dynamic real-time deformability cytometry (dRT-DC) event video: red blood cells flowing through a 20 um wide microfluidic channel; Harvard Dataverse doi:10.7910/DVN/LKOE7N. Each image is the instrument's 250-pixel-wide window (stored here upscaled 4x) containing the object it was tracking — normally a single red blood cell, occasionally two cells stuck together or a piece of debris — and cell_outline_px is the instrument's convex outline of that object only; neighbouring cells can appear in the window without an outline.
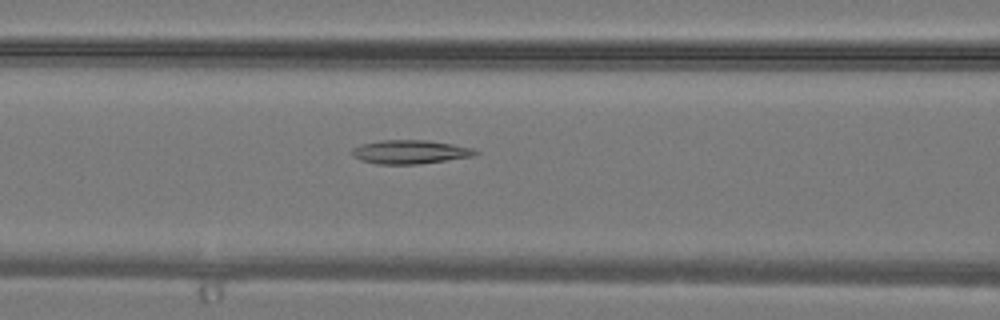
{"species": "common noctule bat (a hibernating species)", "species_latin": "Nyctalus noctula", "temperature_condition": "warm", "stored_images_in_passage": 24, "camera_frame_rate_fps": 3000, "um_per_image_px": 0.085, "animal": {"sex": "male", "body_mass_g": 19.2, "forearm_length_mm": 51.8}, "frame": {"image": 1, "passage_image": 4, "time_ms": 1.0, "image_size_px": [1000, 320], "cell_outline_px": [[480, 152], [472, 156], [420, 164], [376, 164], [360, 160], [352, 156], [352, 148], [364, 144], [380, 140], [428, 140], [452, 144], [472, 148]], "centroid_in_image_um": [34.84, 12.91], "position_along_channel_um": 131.8, "area_um2": 16.99}}
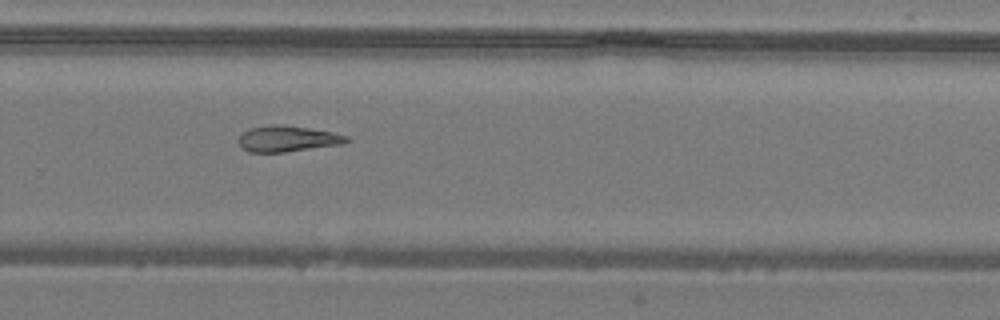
{"frame": {"image": 2, "passage_image": 13, "time_ms": 4.0, "image_size_px": [1000, 320], "cell_outline_px": [[352, 140], [344, 144], [284, 152], [248, 152], [240, 148], [240, 136], [248, 128], [272, 124], [308, 128], [332, 132], [348, 136]], "centroid_in_image_um": [24.46, 11.8], "position_along_channel_um": 305.3, "area_um2": 16.3}}
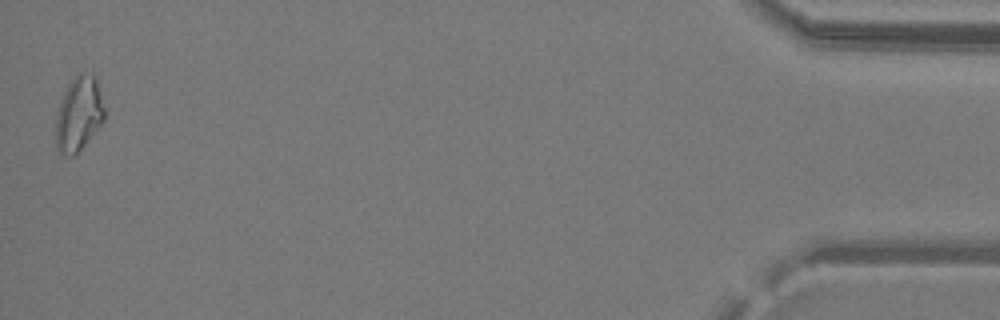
{"frame": {"image": 3, "passage_image": 24, "time_ms": 7.667, "image_size_px": [1000, 320], "cell_outline_px": [[104, 120], [84, 144], [72, 156], [68, 156], [60, 152], [56, 148], [56, 116], [60, 100], [68, 84], [76, 72], [92, 72], [96, 76], [104, 108]], "centroid_in_image_um": [6.69, 9.61], "position_along_channel_um": 428.5, "area_um2": 21.1}}